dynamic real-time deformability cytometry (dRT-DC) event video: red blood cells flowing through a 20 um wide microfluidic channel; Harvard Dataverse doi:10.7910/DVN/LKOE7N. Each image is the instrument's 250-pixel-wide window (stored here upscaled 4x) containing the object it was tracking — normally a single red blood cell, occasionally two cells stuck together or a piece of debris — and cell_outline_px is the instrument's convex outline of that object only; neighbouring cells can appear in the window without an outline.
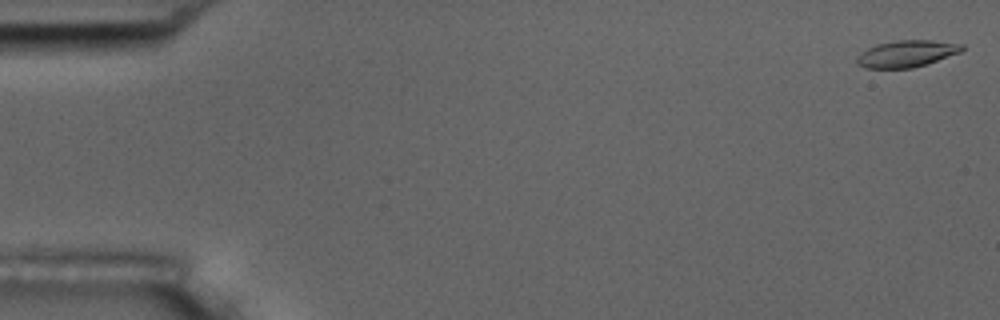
{"species": "common noctule bat (a hibernating species)", "species_latin": "Nyctalus noctula", "temperature_condition": "room temperature", "stored_images_in_passage": 15, "camera_frame_rate_fps": 3000, "um_per_image_px": 0.085, "animal": {"sex": "male", "body_mass_g": 17.5, "forearm_length_mm": 52.3}, "frame": {"image": 1, "passage_image": 1, "time_ms": 0.0, "image_size_px": [1000, 320], "cell_outline_px": [[964, 48], [960, 52], [912, 68], [864, 68], [856, 64], [856, 56], [868, 48], [876, 44], [896, 40], [932, 40], [964, 44]], "centroid_in_image_um": [77.02, 4.56], "position_along_channel_um": 8.0, "area_um2": 16.3}}
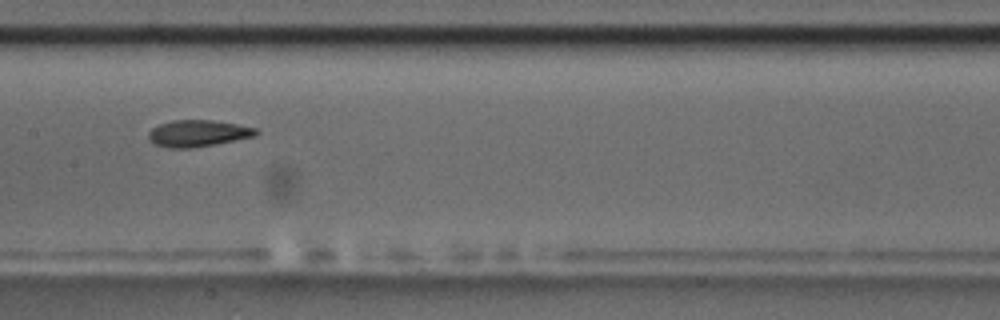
{"frame": {"image": 2, "passage_image": 8, "time_ms": 9.0, "image_size_px": [1000, 320], "cell_outline_px": [[260, 132], [256, 136], [216, 144], [192, 148], [168, 148], [156, 144], [148, 140], [148, 132], [152, 128], [160, 124], [172, 120], [212, 120], [236, 124], [256, 128]], "centroid_in_image_um": [16.83, 11.34], "position_along_channel_um": 190.6, "area_um2": 16.76}}
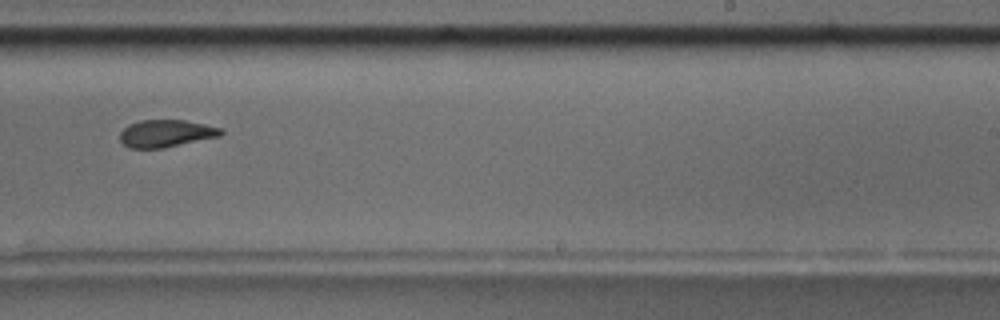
{"frame": {"image": 3, "passage_image": 10, "time_ms": 11.333, "image_size_px": [1000, 320], "cell_outline_px": [[224, 132], [220, 136], [164, 148], [128, 148], [120, 140], [120, 132], [128, 124], [140, 120], [184, 120], [224, 128]], "centroid_in_image_um": [14.12, 11.34], "position_along_channel_um": 274.9, "area_um2": 16.18}, "authors_computed_cell_mechanics": {"area_um2": 16.762, "velocity_mm_per_s": 3.6258, "shape_relaxation_time_tau1_ms": 5.8316, "shape_relaxation_time_tau2_ms": 1.857, "deformation_change_tau1": 0.1621, "deformation_change_tau2": 0.0709}}